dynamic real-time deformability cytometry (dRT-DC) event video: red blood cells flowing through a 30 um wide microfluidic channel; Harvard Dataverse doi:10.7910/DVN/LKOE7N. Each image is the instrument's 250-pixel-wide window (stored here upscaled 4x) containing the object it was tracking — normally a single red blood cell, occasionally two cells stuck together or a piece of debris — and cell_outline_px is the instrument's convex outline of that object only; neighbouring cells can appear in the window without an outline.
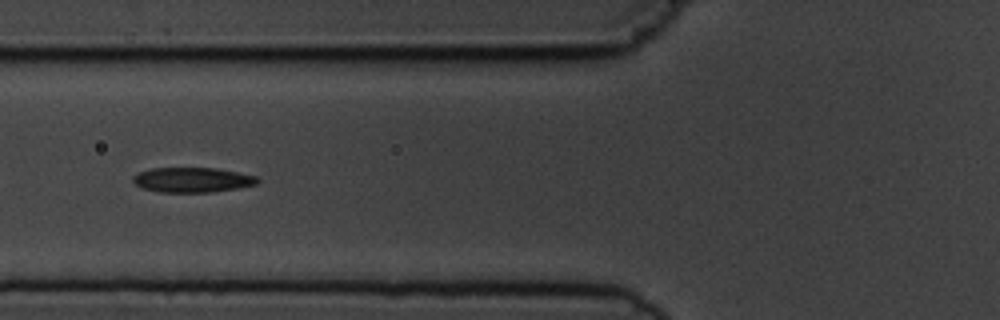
{"species": "common noctule bat (a hibernating species)", "species_latin": "Nyctalus noctula", "temperature_condition": "cold", "stored_images_in_passage": 8, "camera_frame_rate_fps": 3000, "um_per_image_px": 0.085, "animal": {"sex": "male", "body_mass_g": 19.5, "forearm_length_mm": 54.6}, "frame": {"image": 1, "passage_image": 6, "time_ms": 6.667, "image_size_px": [1000, 320], "cell_outline_px": [[260, 180], [256, 184], [240, 188], [212, 192], [160, 192], [144, 188], [136, 184], [132, 180], [132, 176], [140, 172], [152, 168], [216, 168], [256, 176]], "centroid_in_image_um": [16.37, 15.29], "position_along_channel_um": 109.4, "area_um2": 17.98}}
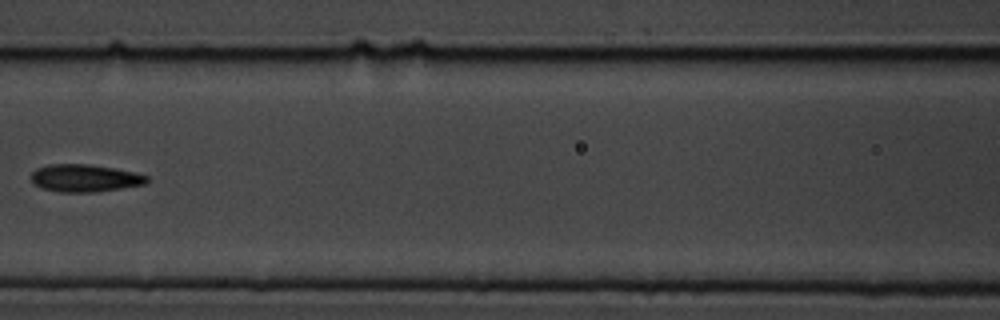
{"frame": {"image": 2, "passage_image": 7, "time_ms": 8.0, "image_size_px": [1000, 320], "cell_outline_px": [[148, 180], [144, 184], [120, 188], [92, 192], [60, 192], [44, 188], [36, 184], [32, 180], [32, 172], [36, 168], [48, 164], [88, 164], [116, 168], [136, 172], [148, 176]], "centroid_in_image_um": [7.22, 15.12], "position_along_channel_um": 159.4, "area_um2": 18.38}}
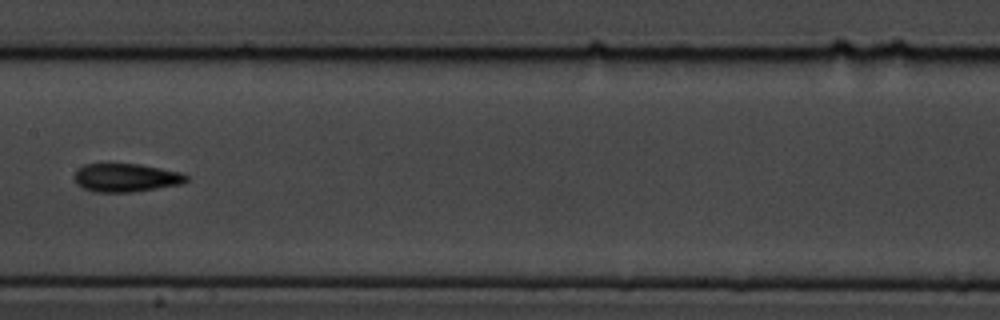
{"frame": {"image": 3, "passage_image": 8, "time_ms": 9.0, "image_size_px": [1000, 320], "cell_outline_px": [[188, 180], [180, 184], [132, 192], [96, 192], [84, 188], [76, 184], [72, 176], [84, 164], [140, 164], [180, 172], [188, 176]], "centroid_in_image_um": [10.68, 15.1], "position_along_channel_um": 196.7, "area_um2": 18.38}}